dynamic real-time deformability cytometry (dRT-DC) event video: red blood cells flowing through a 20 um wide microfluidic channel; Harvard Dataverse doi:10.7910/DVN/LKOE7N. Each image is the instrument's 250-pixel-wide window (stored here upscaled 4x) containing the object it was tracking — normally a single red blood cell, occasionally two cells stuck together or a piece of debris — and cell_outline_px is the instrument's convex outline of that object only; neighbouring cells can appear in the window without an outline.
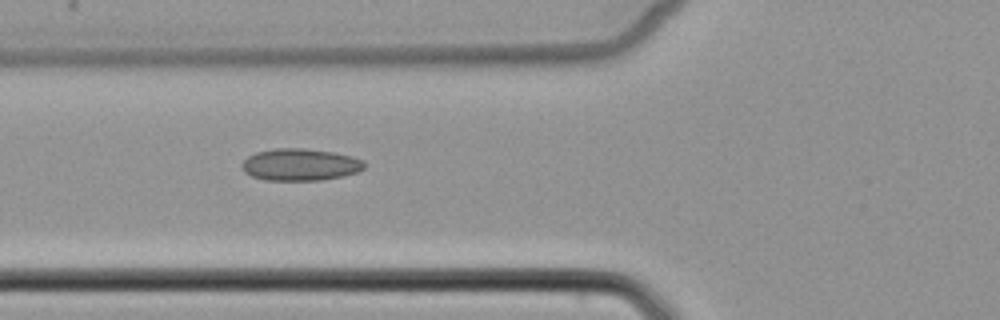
{"species": "common noctule bat (a hibernating species)", "species_latin": "Nyctalus noctula", "temperature_condition": "cold", "stored_images_in_passage": 4, "camera_frame_rate_fps": 3000, "um_per_image_px": 0.085, "animal": {"sex": "female", "body_mass_g": 22.7, "forearm_length_mm": 54.2}, "frame": {"image": 1, "passage_image": 3, "time_ms": 2.333, "image_size_px": [1000, 320], "cell_outline_px": [[364, 168], [356, 172], [344, 176], [320, 180], [264, 180], [252, 176], [244, 172], [240, 164], [248, 156], [256, 152], [276, 148], [304, 148], [332, 152], [352, 156], [364, 160]], "centroid_in_image_um": [25.5, 13.99], "position_along_channel_um": 100.3, "area_um2": 22.89}}
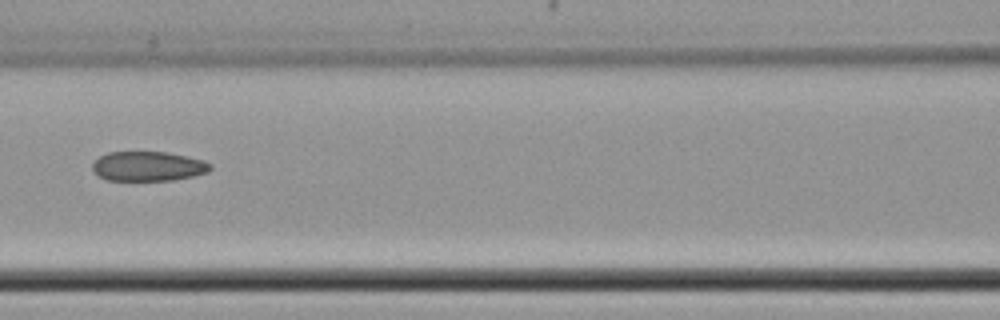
{"frame": {"image": 2, "passage_image": 4, "time_ms": 3.667, "image_size_px": [1000, 320], "cell_outline_px": [[212, 168], [208, 172], [192, 176], [172, 180], [108, 180], [92, 172], [92, 164], [100, 156], [108, 152], [164, 152], [204, 160], [212, 164]], "centroid_in_image_um": [12.58, 14.13], "position_along_channel_um": 154.0, "area_um2": 20.23}}